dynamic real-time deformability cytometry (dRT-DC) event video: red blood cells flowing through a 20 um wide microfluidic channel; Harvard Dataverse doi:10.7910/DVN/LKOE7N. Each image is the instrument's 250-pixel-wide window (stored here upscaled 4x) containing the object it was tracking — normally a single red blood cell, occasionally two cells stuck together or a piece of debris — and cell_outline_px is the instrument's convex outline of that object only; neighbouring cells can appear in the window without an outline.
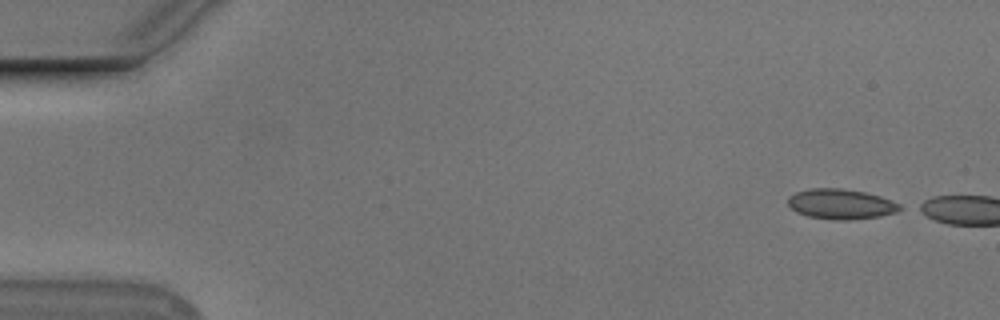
{"species": "Egyptian fruit bat (a non-hibernating species)", "species_latin": "Rousettus aegyptiacus", "temperature_condition": "cold", "stored_images_in_passage": 7, "camera_frame_rate_fps": 3000, "um_per_image_px": 0.085, "animal": {"sex": "male"}, "frame": {"image": 1, "passage_image": 1, "time_ms": 0.0, "image_size_px": [1000, 320], "cell_outline_px": [[904, 208], [896, 212], [880, 216], [848, 220], [836, 220], [808, 216], [796, 212], [788, 204], [788, 196], [796, 192], [812, 188], [840, 188], [864, 192], [880, 196], [892, 200], [900, 204]], "centroid_in_image_um": [71.49, 17.34], "position_along_channel_um": 13.5, "area_um2": 19.65}}